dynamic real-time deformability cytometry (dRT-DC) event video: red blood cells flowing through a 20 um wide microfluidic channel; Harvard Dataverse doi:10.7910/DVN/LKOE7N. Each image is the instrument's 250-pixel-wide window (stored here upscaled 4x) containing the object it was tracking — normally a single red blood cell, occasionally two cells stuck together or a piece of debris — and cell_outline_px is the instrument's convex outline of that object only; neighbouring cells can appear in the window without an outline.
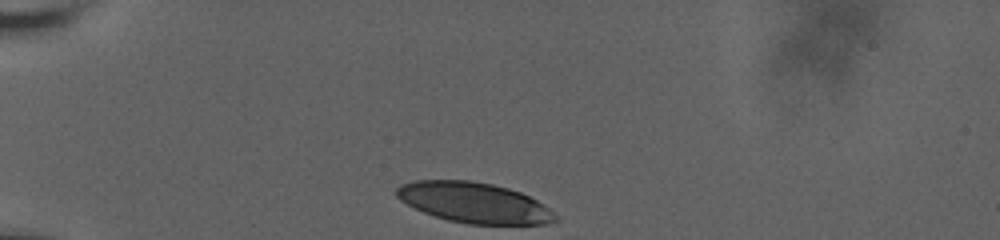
{"species": "human", "species_latin": "Homo sapiens", "temperature_condition": "room temperature", "stored_images_in_passage": 47, "camera_frame_rate_fps": 3000, "um_per_image_px": 0.085, "donor": {"sex": "male"}, "frame": {"image": 1, "passage_image": 1, "time_ms": 0.0, "image_size_px": [1000, 240], "cell_outline_px": [[560, 220], [548, 224], [468, 224], [448, 220], [424, 212], [400, 200], [396, 196], [396, 188], [400, 184], [416, 180], [472, 180], [492, 184], [508, 188], [520, 192], [536, 200], [548, 208]], "centroid_in_image_um": [40.3, 17.22], "position_along_channel_um": 44.7, "area_um2": 37.28}}
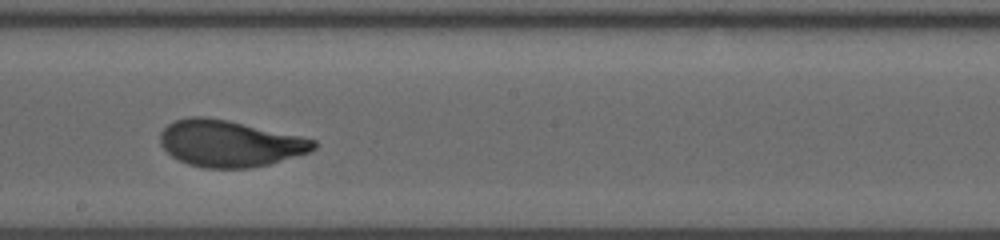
{"frame": {"image": 2, "passage_image": 25, "time_ms": 6.333, "image_size_px": [1000, 240], "cell_outline_px": [[316, 148], [312, 152], [268, 164], [248, 168], [204, 168], [188, 164], [172, 156], [160, 144], [160, 132], [168, 124], [176, 120], [188, 116], [204, 116], [228, 120], [300, 136], [316, 140]], "centroid_in_image_um": [19.52, 12.19], "position_along_channel_um": 228.7, "area_um2": 41.56}}
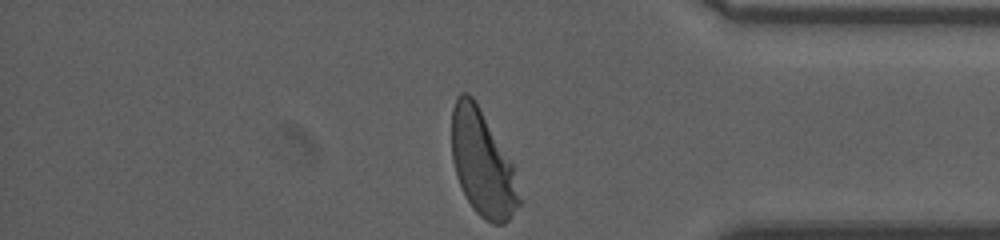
{"frame": {"image": 3, "passage_image": 45, "time_ms": 11.333, "image_size_px": [1000, 240], "cell_outline_px": [[520, 204], [508, 220], [504, 224], [492, 224], [484, 220], [472, 208], [464, 196], [456, 176], [452, 160], [452, 108], [456, 96], [460, 92], [468, 92], [476, 100], [512, 164], [520, 200]], "centroid_in_image_um": [40.97, 13.88], "position_along_channel_um": 394.2, "area_um2": 41.5}, "authors_computed_cell_mechanics": {"area_um2": 41.5004, "velocity_mm_per_s": 3.6044, "shape_relaxation_time_tau1_ms": 3.5018, "shape_relaxation_time_tau2_ms": null, "deformation_change_tau1": 0.1867, "deformation_change_tau2": null}}